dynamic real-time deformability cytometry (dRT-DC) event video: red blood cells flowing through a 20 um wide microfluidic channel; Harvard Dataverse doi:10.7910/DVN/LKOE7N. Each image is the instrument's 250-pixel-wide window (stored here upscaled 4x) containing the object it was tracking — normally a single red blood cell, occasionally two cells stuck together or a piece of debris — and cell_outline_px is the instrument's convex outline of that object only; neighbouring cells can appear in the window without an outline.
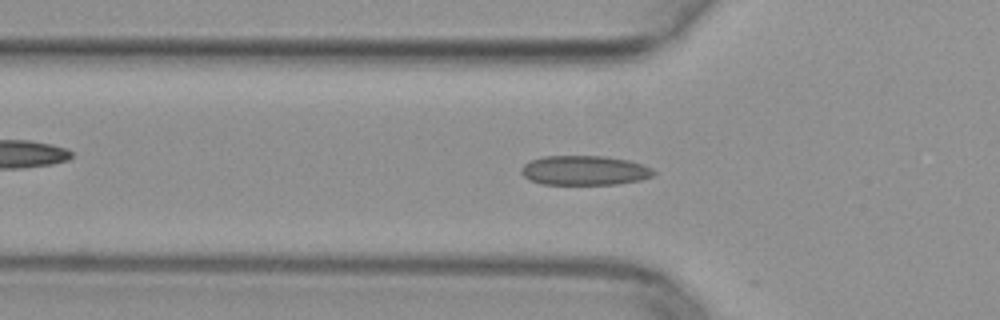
{"species": "common noctule bat (a hibernating species)", "species_latin": "Nyctalus noctula", "temperature_condition": "warm", "stored_images_in_passage": 50, "camera_frame_rate_fps": 3000, "um_per_image_px": 0.085, "animal": {"sex": "female", "body_mass_g": 29.2, "forearm_length_mm": 56.3}, "frame": {"image": 1, "passage_image": 16, "time_ms": 5.0, "image_size_px": [1000, 320], "cell_outline_px": [[656, 176], [640, 180], [616, 184], [540, 184], [528, 180], [520, 172], [520, 168], [524, 164], [532, 160], [544, 156], [604, 156], [628, 160], [644, 164], [652, 168], [656, 172]], "centroid_in_image_um": [49.7, 14.49], "position_along_channel_um": 76.1, "area_um2": 23.0}}
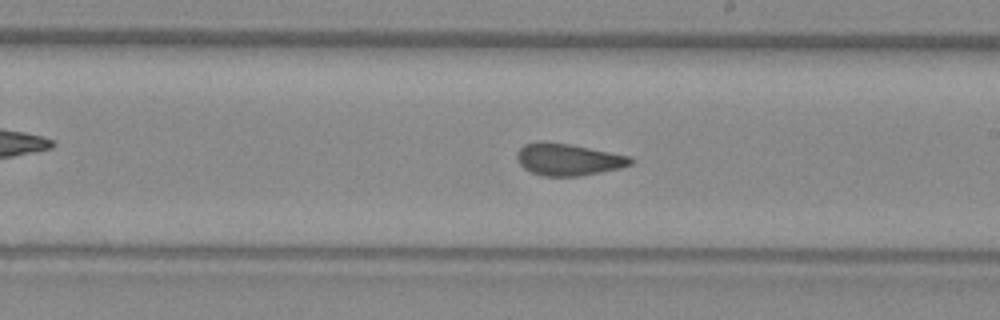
{"frame": {"image": 2, "passage_image": 28, "time_ms": 9.0, "image_size_px": [1000, 320], "cell_outline_px": [[636, 160], [632, 164], [620, 168], [580, 176], [544, 176], [532, 172], [524, 168], [516, 160], [516, 152], [524, 144], [568, 144], [632, 156]], "centroid_in_image_um": [48.36, 13.59], "position_along_channel_um": 240.6, "area_um2": 20.69}}
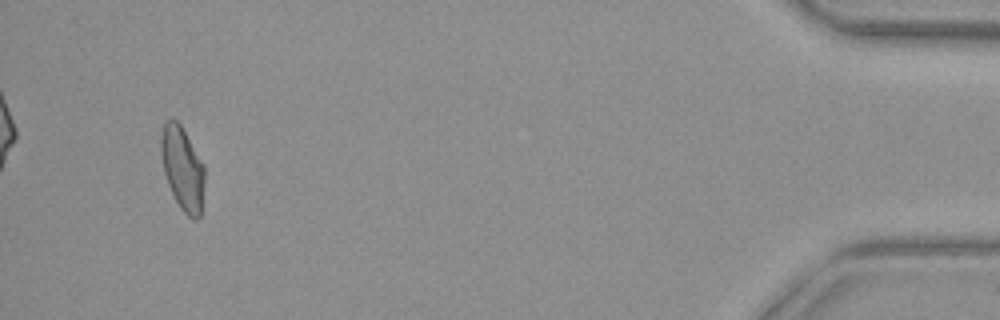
{"frame": {"image": 3, "passage_image": 47, "time_ms": 15.333, "image_size_px": [1000, 320], "cell_outline_px": [[204, 184], [200, 216], [196, 220], [192, 220], [180, 208], [168, 184], [164, 172], [160, 152], [160, 136], [164, 120], [176, 120], [180, 124], [204, 164]], "centroid_in_image_um": [15.5, 14.31], "position_along_channel_um": 419.7, "area_um2": 21.21}}